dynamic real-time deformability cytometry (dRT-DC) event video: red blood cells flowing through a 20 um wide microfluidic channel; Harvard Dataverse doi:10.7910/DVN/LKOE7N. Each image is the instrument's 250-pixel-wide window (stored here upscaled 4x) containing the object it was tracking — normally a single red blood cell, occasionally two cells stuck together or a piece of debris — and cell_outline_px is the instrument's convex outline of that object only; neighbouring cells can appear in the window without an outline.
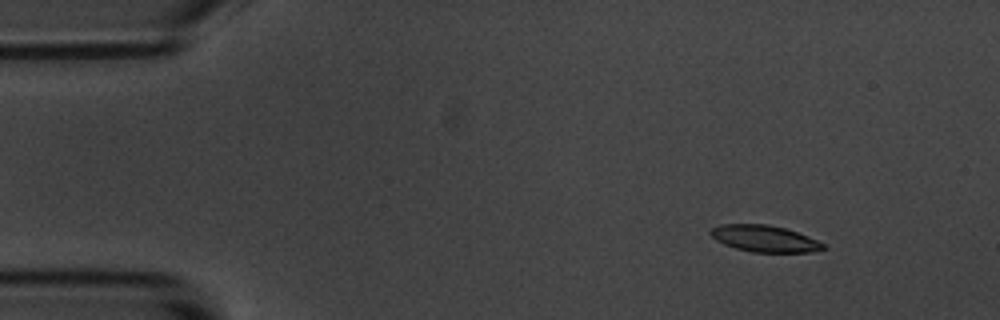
{"species": "common noctule bat (a hibernating species)", "species_latin": "Nyctalus noctula", "temperature_condition": "room temperature", "stored_images_in_passage": 3, "camera_frame_rate_fps": 3000, "um_per_image_px": 0.085, "animal": {"sex": "male", "body_mass_g": 20.1, "forearm_length_mm": 53.5}, "frame": {"image": 1, "passage_image": 1, "time_ms": 0.0, "image_size_px": [1000, 320], "cell_outline_px": [[828, 248], [808, 252], [752, 252], [736, 248], [724, 244], [716, 240], [708, 232], [712, 228], [720, 224], [768, 224], [784, 228], [808, 236], [824, 244]], "centroid_in_image_um": [64.97, 20.28], "position_along_channel_um": 20.0, "area_um2": 17.34}}